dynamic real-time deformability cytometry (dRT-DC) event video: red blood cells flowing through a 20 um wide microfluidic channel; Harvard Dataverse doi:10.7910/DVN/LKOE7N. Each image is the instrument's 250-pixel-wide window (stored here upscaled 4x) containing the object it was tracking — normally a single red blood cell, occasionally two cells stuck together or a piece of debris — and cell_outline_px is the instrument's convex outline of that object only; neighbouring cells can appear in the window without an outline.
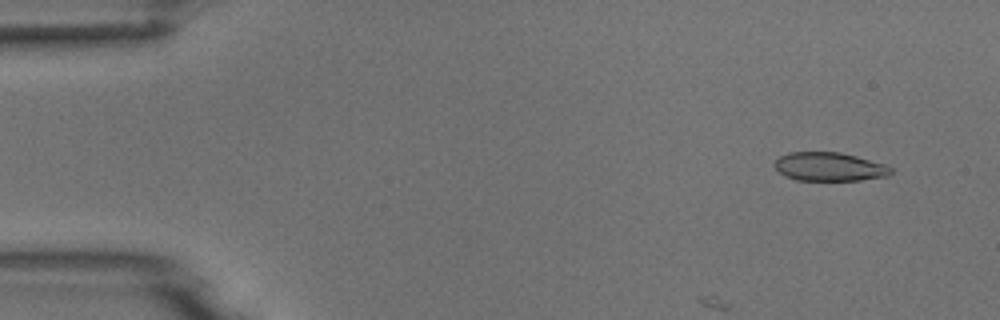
{"species": "common noctule bat (a hibernating species)", "species_latin": "Nyctalus noctula", "temperature_condition": "room temperature", "stored_images_in_passage": 6, "camera_frame_rate_fps": 3000, "um_per_image_px": 0.085, "animal": {"sex": "male", "body_mass_g": 18.8}, "frame": {"image": 1, "passage_image": 1, "time_ms": 0.0, "image_size_px": [1000, 320], "cell_outline_px": [[892, 172], [888, 176], [860, 180], [796, 180], [784, 176], [772, 164], [780, 156], [788, 152], [840, 152], [856, 156], [884, 164], [892, 168]], "centroid_in_image_um": [70.47, 14.17], "position_along_channel_um": 14.5, "area_um2": 19.42}}